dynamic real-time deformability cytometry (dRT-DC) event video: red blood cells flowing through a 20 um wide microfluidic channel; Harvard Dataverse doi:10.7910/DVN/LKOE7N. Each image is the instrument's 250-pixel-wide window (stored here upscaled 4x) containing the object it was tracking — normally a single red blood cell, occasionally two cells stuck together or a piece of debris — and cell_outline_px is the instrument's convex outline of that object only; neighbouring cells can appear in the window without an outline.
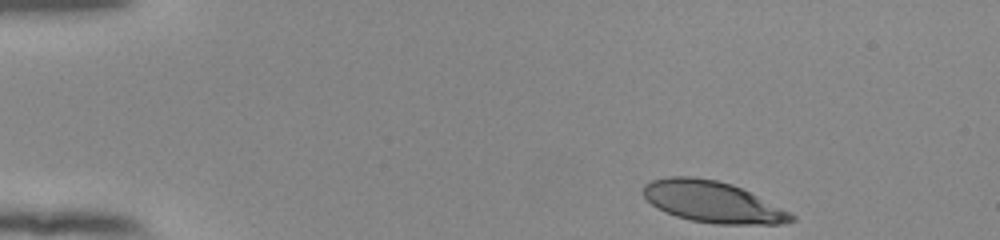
{"species": "human", "species_latin": "Homo sapiens", "temperature_condition": "room temperature", "stored_images_in_passage": 47, "camera_frame_rate_fps": 3000, "um_per_image_px": 0.085, "donor": {"sex": "female"}, "frame": {"image": 1, "passage_image": 1, "time_ms": 0.0, "image_size_px": [1000, 240], "cell_outline_px": [[796, 220], [784, 224], [716, 224], [692, 220], [676, 216], [652, 204], [640, 192], [644, 184], [652, 180], [668, 176], [692, 176], [716, 180], [732, 184], [796, 216]], "centroid_in_image_um": [60.52, 17.15], "position_along_channel_um": 24.5, "area_um2": 35.14}}
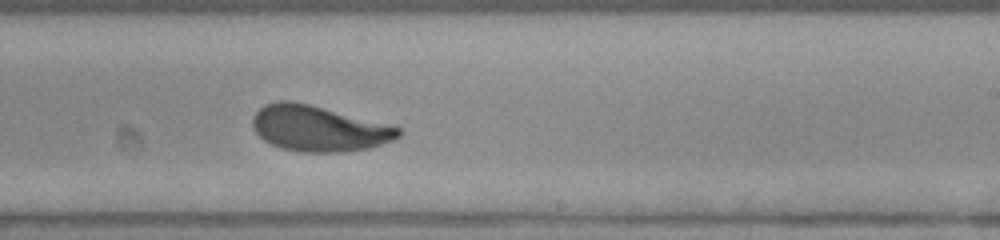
{"frame": {"image": 2, "passage_image": 27, "time_ms": 8.667, "image_size_px": [1000, 240], "cell_outline_px": [[404, 132], [400, 136], [392, 140], [368, 148], [340, 152], [300, 152], [284, 148], [272, 144], [264, 140], [256, 132], [252, 124], [252, 116], [264, 104], [276, 100], [288, 100], [308, 104], [324, 108], [400, 128]], "centroid_in_image_um": [27.04, 10.92], "position_along_channel_um": 262.0, "area_um2": 38.26}}
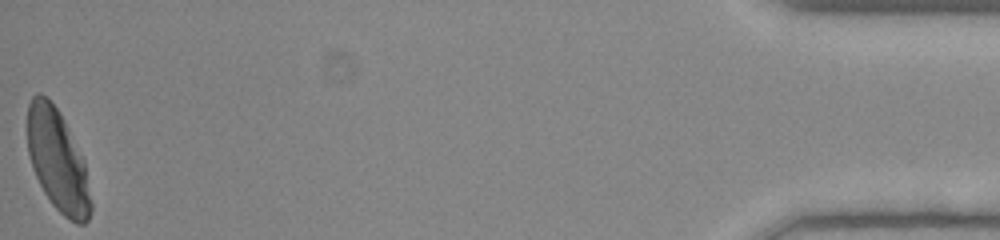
{"frame": {"image": 3, "passage_image": 47, "time_ms": 15.333, "image_size_px": [1000, 240], "cell_outline_px": [[92, 212], [88, 220], [84, 224], [76, 224], [68, 220], [52, 204], [44, 192], [32, 168], [28, 152], [28, 104], [32, 96], [36, 92], [40, 92], [60, 112], [84, 160], [92, 204]], "centroid_in_image_um": [4.91, 13.68], "position_along_channel_um": 430.3, "area_um2": 37.51}, "authors_computed_cell_mechanics": {"area_um2": 38.148, "velocity_mm_per_s": 3.8529, "shape_relaxation_time_tau1_ms": 3.0302, "shape_relaxation_time_tau2_ms": 0.7984, "deformation_change_tau1": 0.1587, "deformation_change_tau2": 0.0678}}